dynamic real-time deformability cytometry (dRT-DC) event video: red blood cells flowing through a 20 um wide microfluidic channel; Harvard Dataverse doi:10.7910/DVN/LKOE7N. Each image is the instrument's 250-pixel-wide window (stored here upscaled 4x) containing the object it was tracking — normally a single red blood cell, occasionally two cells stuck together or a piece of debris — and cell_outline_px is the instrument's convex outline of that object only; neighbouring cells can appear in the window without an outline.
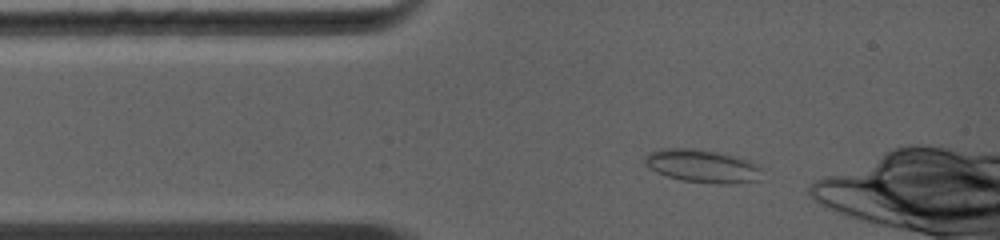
{"species": "common noctule bat (a hibernating species)", "species_latin": "Nyctalus noctula", "temperature_condition": "warm", "stored_images_in_passage": 6, "camera_frame_rate_fps": 5000, "um_per_image_px": 0.085, "animal": {"sex": "female", "body_mass_g": 19.0, "forearm_length_mm": 56.7}, "frame": {"image": 1, "passage_image": 1, "time_ms": 0.0, "image_size_px": [1000, 240], "cell_outline_px": [[760, 180], [728, 184], [716, 184], [680, 180], [656, 172], [648, 168], [644, 164], [644, 156], [648, 152], [660, 148], [692, 148], [716, 152], [736, 156], [760, 164]], "centroid_in_image_um": [59.67, 14.11], "position_along_channel_um": 25.3, "area_um2": 22.83}}
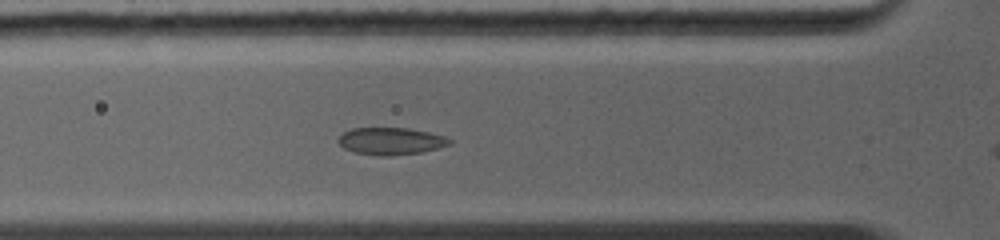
{"frame": {"image": 2, "passage_image": 5, "time_ms": 2.0, "image_size_px": [1000, 240], "cell_outline_px": [[452, 140], [448, 144], [436, 148], [420, 152], [388, 156], [380, 156], [356, 152], [344, 148], [336, 140], [344, 132], [352, 128], [408, 128], [428, 132], [444, 136]], "centroid_in_image_um": [33.18, 11.99], "position_along_channel_um": 92.6, "area_um2": 17.34}}